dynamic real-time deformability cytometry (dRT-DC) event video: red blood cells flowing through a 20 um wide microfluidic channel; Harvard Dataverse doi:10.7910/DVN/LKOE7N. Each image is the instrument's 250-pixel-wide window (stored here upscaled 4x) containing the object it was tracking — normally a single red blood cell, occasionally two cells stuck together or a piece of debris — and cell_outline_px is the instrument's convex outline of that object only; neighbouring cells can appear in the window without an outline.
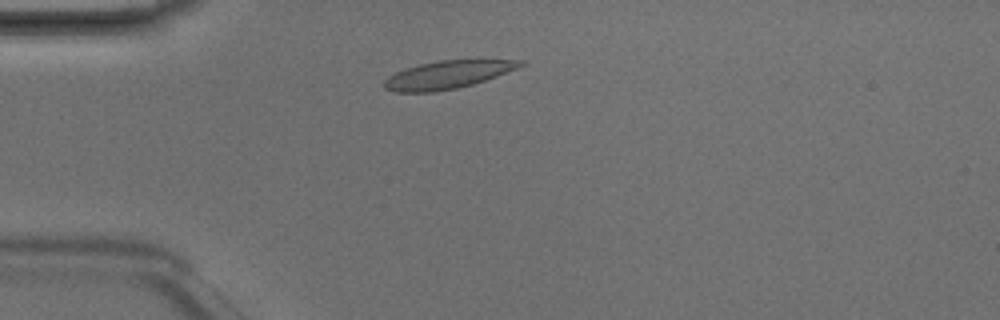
{"species": "Egyptian fruit bat (a non-hibernating species)", "species_latin": "Rousettus aegyptiacus", "temperature_condition": "room temperature", "stored_images_in_passage": 1, "camera_frame_rate_fps": 3000, "um_per_image_px": 0.085, "animal": {"sex": "male"}, "frame": {"image": 1, "passage_image": 1, "time_ms": 0.0, "image_size_px": [1000, 320], "cell_outline_px": [[528, 64], [496, 76], [472, 84], [456, 88], [432, 92], [396, 92], [384, 88], [384, 80], [388, 76], [404, 68], [420, 64], [440, 60], [480, 56], [528, 60]], "centroid_in_image_um": [38.21, 6.27], "position_along_channel_um": 46.8, "area_um2": 23.29}}